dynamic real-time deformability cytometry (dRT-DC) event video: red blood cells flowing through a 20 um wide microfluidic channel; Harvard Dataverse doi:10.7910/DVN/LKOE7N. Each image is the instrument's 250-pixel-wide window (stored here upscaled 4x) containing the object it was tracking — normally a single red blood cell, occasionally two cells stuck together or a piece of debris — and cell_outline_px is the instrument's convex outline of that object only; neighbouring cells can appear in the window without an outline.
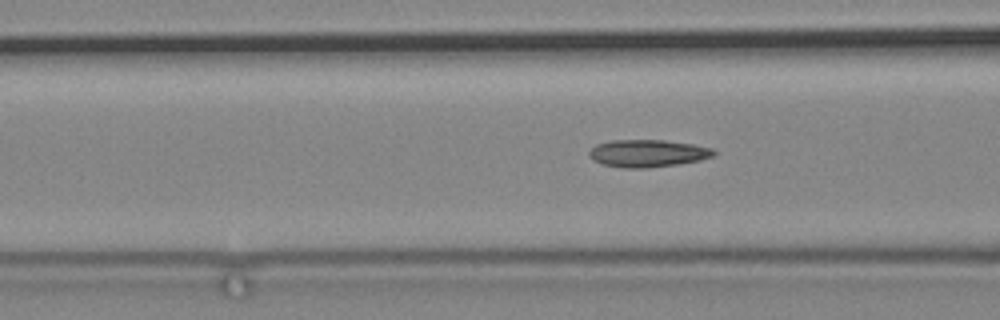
{"species": "common noctule bat (a hibernating species)", "species_latin": "Nyctalus noctula", "temperature_condition": "cold", "stored_images_in_passage": 56, "segment_of_instrument_passage": [1, 2], "camera_frame_rate_fps": 3000, "um_per_image_px": 0.085, "animal": {"sex": "male", "body_mass_g": 19.2, "forearm_length_mm": 51.8}, "frame": {"image": 1, "passage_image": 16, "time_ms": 5.0, "image_size_px": [1000, 320], "cell_outline_px": [[716, 152], [712, 156], [700, 160], [676, 164], [648, 168], [624, 168], [604, 164], [592, 160], [588, 156], [588, 152], [596, 144], [612, 140], [664, 140], [692, 144], [712, 148]], "centroid_in_image_um": [55.02, 13.03], "position_along_channel_um": 111.6, "area_um2": 19.83}}
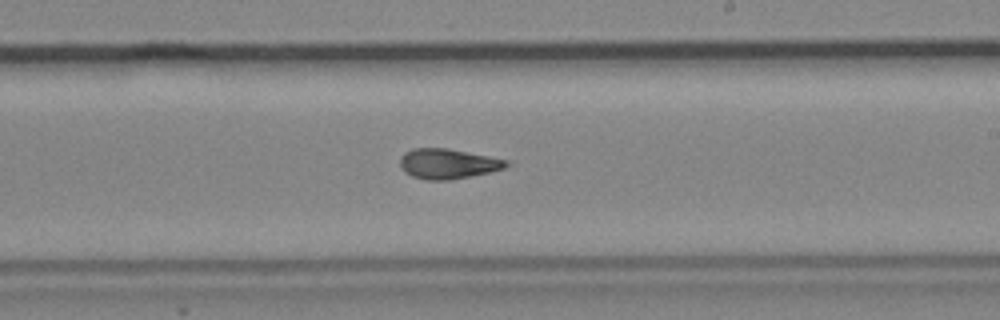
{"frame": {"image": 2, "passage_image": 29, "time_ms": 9.333, "image_size_px": [1000, 320], "cell_outline_px": [[512, 164], [504, 168], [488, 172], [448, 180], [424, 180], [412, 176], [404, 172], [400, 168], [400, 156], [404, 152], [412, 148], [448, 148], [508, 160]], "centroid_in_image_um": [38.03, 13.91], "position_along_channel_um": 251.0, "area_um2": 18.67}}
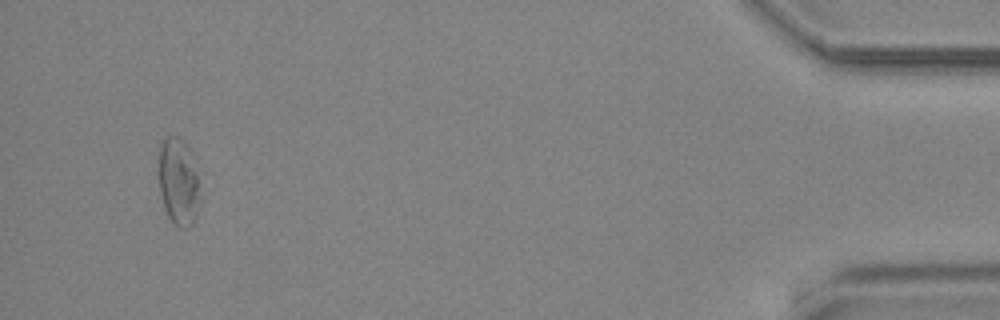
{"frame": {"image": 3, "passage_image": 52, "time_ms": 17.0, "image_size_px": [1000, 320], "cell_outline_px": [[204, 196], [196, 216], [192, 224], [188, 228], [180, 228], [168, 216], [164, 208], [160, 192], [160, 140], [164, 136], [176, 136], [184, 140], [192, 152]], "centroid_in_image_um": [15.25, 15.44], "position_along_channel_um": 420.0, "area_um2": 21.85}}